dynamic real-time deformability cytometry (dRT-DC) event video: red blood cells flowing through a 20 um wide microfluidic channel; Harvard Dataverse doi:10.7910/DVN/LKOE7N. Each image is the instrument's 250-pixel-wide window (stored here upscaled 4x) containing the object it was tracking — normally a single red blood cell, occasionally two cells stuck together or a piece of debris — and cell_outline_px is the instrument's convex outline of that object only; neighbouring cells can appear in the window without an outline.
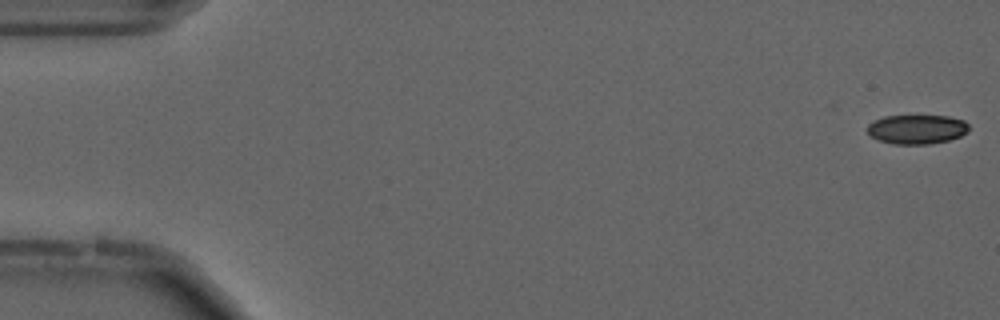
{"species": "common noctule bat (a hibernating species)", "species_latin": "Nyctalus noctula", "temperature_condition": "cold", "stored_images_in_passage": 17, "camera_frame_rate_fps": 3000, "um_per_image_px": 0.085, "animal": {"sex": "male", "forearm_length_mm": 52.5}, "frame": {"image": 1, "passage_image": 1, "time_ms": 0.0, "image_size_px": [1000, 320], "cell_outline_px": [[968, 132], [960, 136], [948, 140], [928, 144], [892, 144], [880, 140], [872, 136], [868, 132], [868, 124], [872, 120], [884, 116], [948, 116], [964, 120], [968, 124]], "centroid_in_image_um": [77.93, 10.98], "position_along_channel_um": 7.1, "area_um2": 17.28}}
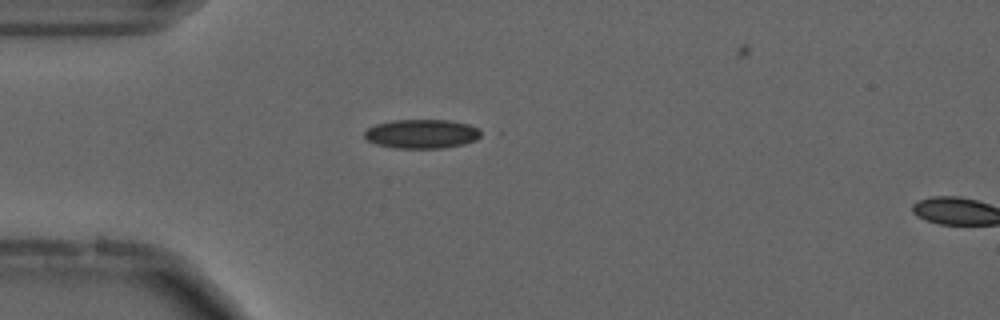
{"frame": {"image": 2, "passage_image": 15, "time_ms": 4.667, "image_size_px": [1000, 320], "cell_outline_px": [[488, 132], [484, 136], [476, 140], [464, 144], [440, 148], [392, 148], [376, 144], [368, 140], [364, 136], [364, 132], [368, 128], [376, 124], [392, 120], [448, 120], [468, 124], [480, 128]], "centroid_in_image_um": [35.93, 11.38], "position_along_channel_um": 49.1, "area_um2": 20.11}}